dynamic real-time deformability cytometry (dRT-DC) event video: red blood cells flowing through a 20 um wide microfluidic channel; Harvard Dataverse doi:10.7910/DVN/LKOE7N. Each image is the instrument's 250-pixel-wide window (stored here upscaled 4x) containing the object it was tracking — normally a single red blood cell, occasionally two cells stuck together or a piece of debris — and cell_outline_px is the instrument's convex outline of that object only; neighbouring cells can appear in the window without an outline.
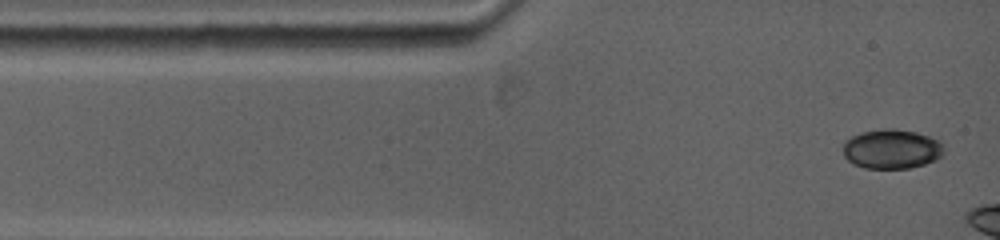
{"species": "common noctule bat (a hibernating species)", "species_latin": "Nyctalus noctula", "temperature_condition": "warm", "stored_images_in_passage": 5, "camera_frame_rate_fps": 5000, "um_per_image_px": 0.085, "animal": {"sex": "female", "body_mass_g": 19.0, "forearm_length_mm": 53.3}, "frame": {"image": 1, "passage_image": 1, "time_ms": 0.0, "image_size_px": [1000, 240], "cell_outline_px": [[944, 156], [936, 160], [924, 164], [908, 168], [864, 168], [852, 164], [844, 156], [844, 140], [860, 132], [884, 128], [892, 128], [916, 132], [940, 140], [944, 144]], "centroid_in_image_um": [75.81, 12.66], "position_along_channel_um": 9.2, "area_um2": 23.52}}